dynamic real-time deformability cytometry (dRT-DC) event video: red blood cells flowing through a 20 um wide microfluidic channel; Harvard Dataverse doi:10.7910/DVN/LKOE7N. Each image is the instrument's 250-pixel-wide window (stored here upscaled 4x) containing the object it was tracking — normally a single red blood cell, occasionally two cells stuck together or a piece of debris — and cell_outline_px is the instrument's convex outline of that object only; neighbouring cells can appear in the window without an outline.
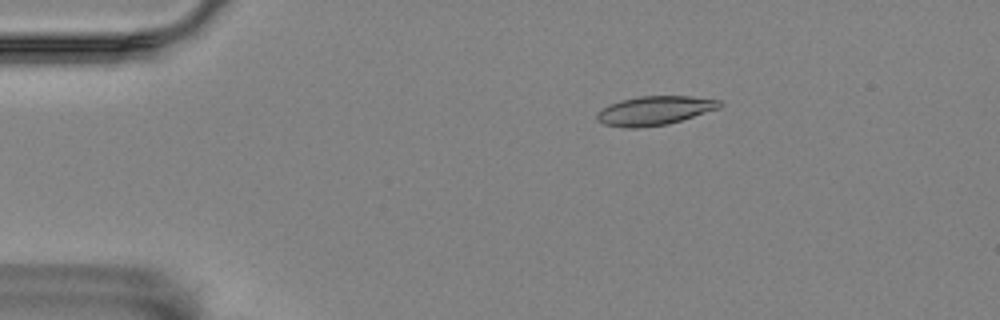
{"species": "Egyptian fruit bat (a non-hibernating species)", "species_latin": "Rousettus aegyptiacus", "temperature_condition": "room temperature", "stored_images_in_passage": 53, "camera_frame_rate_fps": 3000, "um_per_image_px": 0.085, "animal": {"sex": "female"}, "frame": {"image": 1, "passage_image": 6, "time_ms": 1.667, "image_size_px": [1000, 320], "cell_outline_px": [[724, 104], [720, 108], [668, 124], [636, 128], [624, 128], [604, 124], [596, 116], [608, 104], [620, 100], [640, 96], [692, 96], [720, 100]], "centroid_in_image_um": [55.68, 9.39], "position_along_channel_um": 29.3, "area_um2": 20.63}}
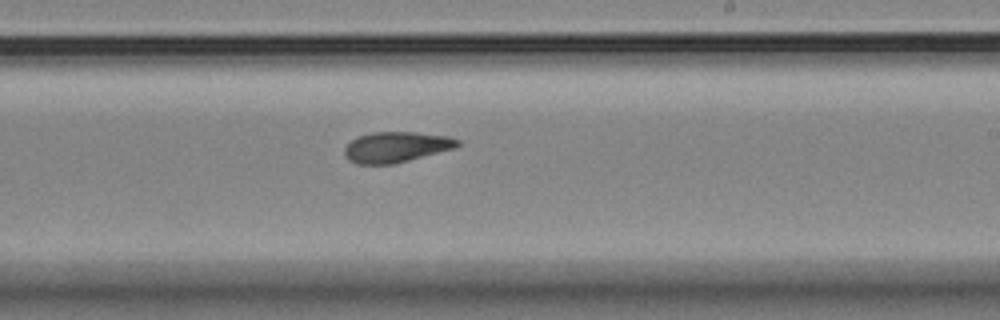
{"frame": {"image": 2, "passage_image": 30, "time_ms": 9.667, "image_size_px": [1000, 320], "cell_outline_px": [[460, 144], [456, 148], [392, 164], [356, 164], [348, 160], [344, 156], [344, 148], [356, 136], [372, 132], [416, 132], [448, 136], [460, 140]], "centroid_in_image_um": [33.66, 12.49], "position_along_channel_um": 255.3, "area_um2": 20.23}}
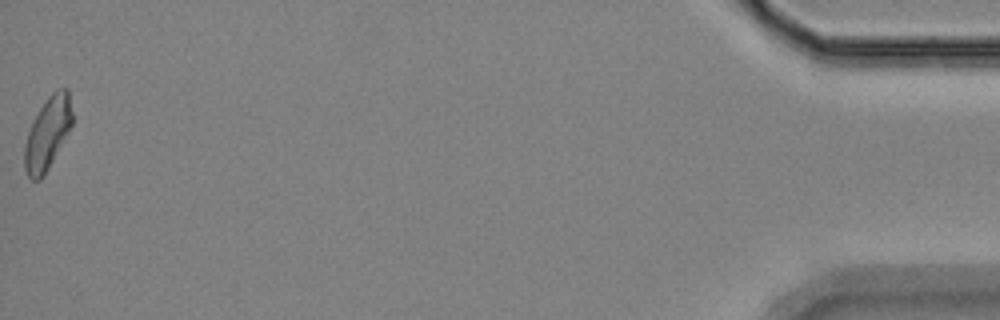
{"frame": {"image": 3, "passage_image": 53, "time_ms": 17.333, "image_size_px": [1000, 320], "cell_outline_px": [[72, 124], [68, 132], [44, 176], [40, 180], [32, 180], [28, 176], [24, 168], [24, 144], [28, 132], [40, 108], [48, 96], [56, 88], [68, 88], [72, 112]], "centroid_in_image_um": [4.04, 11.33], "position_along_channel_um": 431.2, "area_um2": 19.94}, "authors_computed_cell_mechanics": {"area_um2": 20.1144, "velocity_mm_per_s": 3.5026, "shape_relaxation_time_tau1_ms": 5.7729, "shape_relaxation_time_tau2_ms": 3.1892, "deformation_change_tau1": 0.1749, "deformation_change_tau2": 0.0929}}